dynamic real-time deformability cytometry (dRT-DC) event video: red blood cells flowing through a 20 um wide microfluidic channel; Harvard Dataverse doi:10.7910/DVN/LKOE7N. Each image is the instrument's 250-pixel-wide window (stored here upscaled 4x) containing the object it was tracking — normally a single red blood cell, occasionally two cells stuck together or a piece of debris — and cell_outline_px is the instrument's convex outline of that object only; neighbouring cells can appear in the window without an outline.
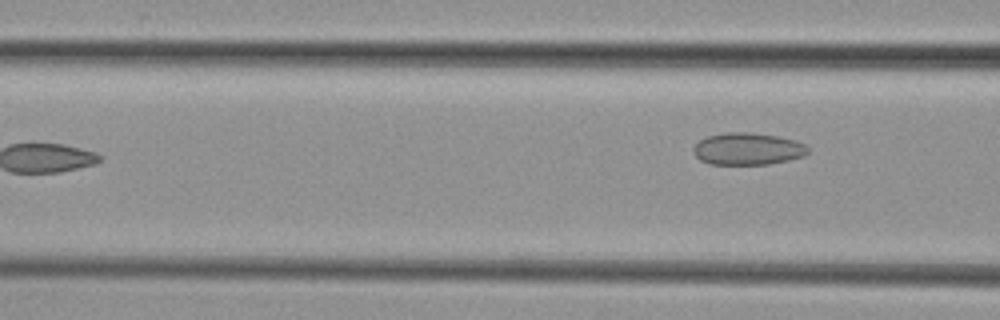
{"species": "common noctule bat (a hibernating species)", "species_latin": "Nyctalus noctula", "temperature_condition": "cold", "stored_images_in_passage": 7, "camera_frame_rate_fps": 3000, "um_per_image_px": 0.085, "animal": {"sex": "female", "body_mass_g": 29.2, "forearm_length_mm": 56.3}, "frame": {"image": 1, "passage_image": 7, "time_ms": 8.0, "image_size_px": [1000, 320], "cell_outline_px": [[808, 152], [804, 156], [788, 160], [768, 164], [708, 164], [700, 160], [692, 152], [692, 148], [700, 140], [708, 136], [728, 132], [748, 132], [776, 136], [796, 140], [804, 144], [808, 148]], "centroid_in_image_um": [63.54, 12.66], "position_along_channel_um": 103.1, "area_um2": 21.39}}